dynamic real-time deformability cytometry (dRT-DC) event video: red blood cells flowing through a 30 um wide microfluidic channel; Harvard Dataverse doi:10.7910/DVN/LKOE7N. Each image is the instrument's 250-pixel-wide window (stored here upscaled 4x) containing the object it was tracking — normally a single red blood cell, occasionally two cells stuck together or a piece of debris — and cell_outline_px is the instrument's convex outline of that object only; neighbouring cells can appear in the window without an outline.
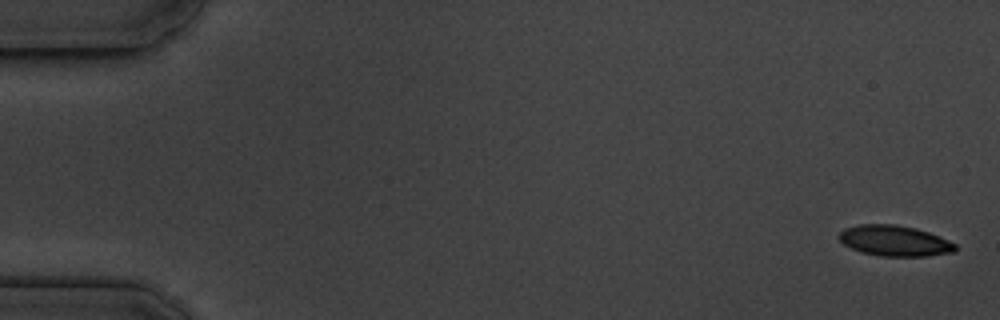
{"species": "common noctule bat (a hibernating species)", "species_latin": "Nyctalus noctula", "temperature_condition": "cold", "stored_images_in_passage": 55, "camera_frame_rate_fps": 3000, "um_per_image_px": 0.085, "animal": {"sex": "male", "body_mass_g": 19.5, "forearm_length_mm": 54.6}, "frame": {"image": 1, "passage_image": 1, "time_ms": 0.0, "image_size_px": [1000, 320], "cell_outline_px": [[956, 252], [924, 256], [880, 256], [860, 252], [844, 244], [836, 236], [844, 228], [860, 224], [896, 224], [916, 228], [928, 232], [948, 240], [956, 244]], "centroid_in_image_um": [76.02, 20.46], "position_along_channel_um": 9.0, "area_um2": 20.87}}
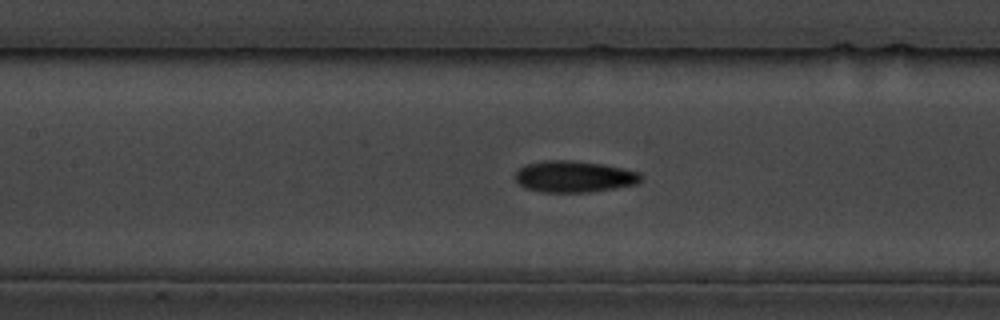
{"frame": {"image": 2, "passage_image": 25, "time_ms": 8.0, "image_size_px": [1000, 320], "cell_outline_px": [[644, 176], [636, 184], [588, 192], [544, 192], [524, 188], [516, 180], [516, 172], [520, 168], [528, 164], [544, 160], [572, 160], [600, 164], [640, 172]], "centroid_in_image_um": [48.79, 15.01], "position_along_channel_um": 158.6, "area_um2": 22.77}}
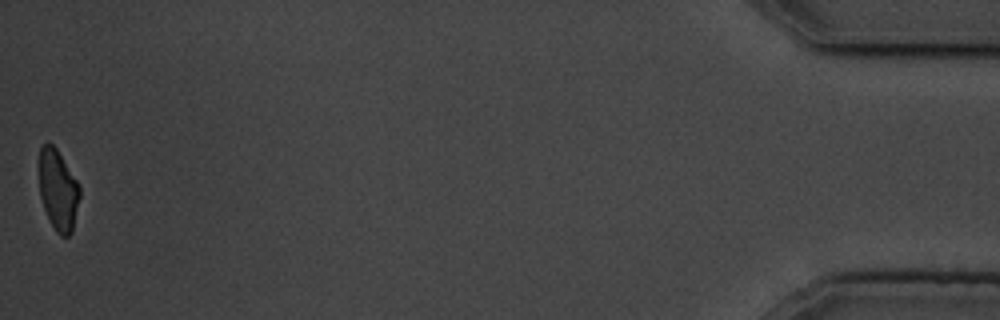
{"frame": {"image": 3, "passage_image": 55, "time_ms": 18.0, "image_size_px": [1000, 320], "cell_outline_px": [[80, 196], [72, 232], [68, 236], [60, 236], [56, 232], [44, 208], [40, 196], [40, 148], [48, 140], [56, 148], [80, 184]], "centroid_in_image_um": [4.96, 16.14], "position_along_channel_um": 430.2, "area_um2": 19.02}, "authors_computed_cell_mechanics": {"area_um2": 21.6172, "velocity_mm_per_s": 3.629, "shape_relaxation_time_tau1_ms": 3.0501, "shape_relaxation_time_tau2_ms": 3.7565, "deformation_change_tau1": 0.153, "deformation_change_tau2": 0.0901}}